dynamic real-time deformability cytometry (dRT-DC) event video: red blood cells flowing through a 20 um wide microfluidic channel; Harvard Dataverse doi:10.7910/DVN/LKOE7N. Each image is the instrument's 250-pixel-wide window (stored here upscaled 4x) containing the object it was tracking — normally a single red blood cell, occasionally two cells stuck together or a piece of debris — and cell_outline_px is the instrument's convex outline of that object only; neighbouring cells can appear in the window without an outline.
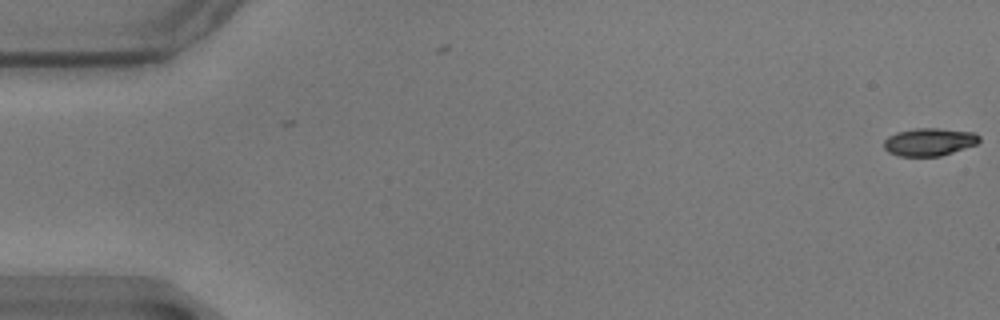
{"species": "common noctule bat (a hibernating species)", "species_latin": "Nyctalus noctula", "temperature_condition": "warm", "stored_images_in_passage": 3, "camera_frame_rate_fps": 3000, "um_per_image_px": 0.085, "animal": {"sex": "male", "body_mass_g": 17.9}, "frame": {"image": 1, "passage_image": 3, "time_ms": 0.667, "image_size_px": [1000, 320], "cell_outline_px": [[980, 140], [976, 144], [940, 156], [900, 156], [888, 152], [884, 148], [884, 140], [888, 136], [896, 132], [916, 128], [936, 128], [976, 132], [980, 136]], "centroid_in_image_um": [78.98, 12.05], "position_along_channel_um": 6.0, "area_um2": 15.43}}